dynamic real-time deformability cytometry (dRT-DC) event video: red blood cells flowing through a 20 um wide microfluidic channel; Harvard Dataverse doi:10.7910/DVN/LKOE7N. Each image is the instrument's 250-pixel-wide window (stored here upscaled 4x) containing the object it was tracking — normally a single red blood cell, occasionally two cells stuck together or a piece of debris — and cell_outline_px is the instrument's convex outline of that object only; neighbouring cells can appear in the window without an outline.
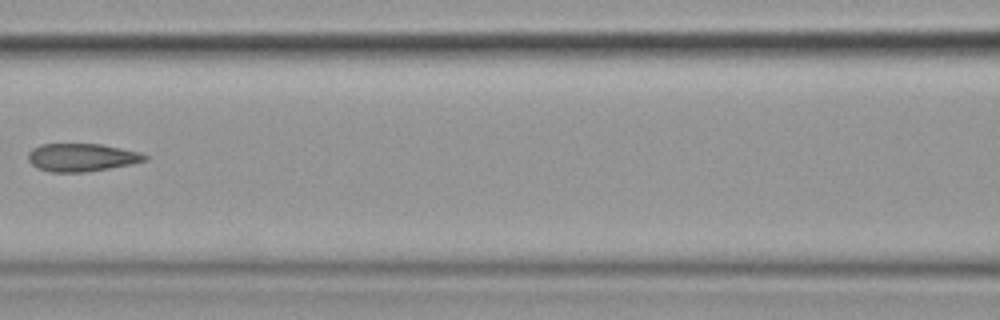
{"species": "common noctule bat (a hibernating species)", "species_latin": "Nyctalus noctula", "temperature_condition": "cold", "stored_images_in_passage": 5, "camera_frame_rate_fps": 3000, "um_per_image_px": 0.085, "animal": {"sex": "female", "body_mass_g": 19.9}, "frame": {"image": 1, "passage_image": 5, "time_ms": 4.667, "image_size_px": [1000, 320], "cell_outline_px": [[148, 160], [132, 164], [88, 172], [48, 172], [36, 168], [28, 160], [28, 152], [32, 148], [40, 144], [100, 144], [140, 152], [148, 156]], "centroid_in_image_um": [6.93, 13.39], "position_along_channel_um": 159.7, "area_um2": 19.19}}